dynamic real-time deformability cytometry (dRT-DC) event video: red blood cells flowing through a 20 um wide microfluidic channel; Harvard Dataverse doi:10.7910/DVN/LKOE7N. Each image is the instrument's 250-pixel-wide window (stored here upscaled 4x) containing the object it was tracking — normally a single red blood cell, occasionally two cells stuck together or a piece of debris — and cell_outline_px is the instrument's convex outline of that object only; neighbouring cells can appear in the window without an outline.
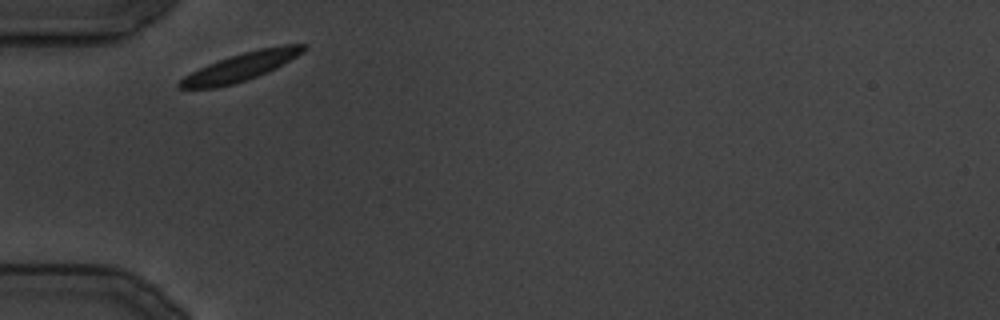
{"species": "common noctule bat (a hibernating species)", "species_latin": "Nyctalus noctula", "temperature_condition": "cold", "stored_images_in_passage": 20, "camera_frame_rate_fps": 3000, "um_per_image_px": 0.085, "animal": {"sex": "male", "body_mass_g": 19.5, "forearm_length_mm": 54.6}, "frame": {"image": 1, "passage_image": 1, "time_ms": 0.0, "image_size_px": [1000, 320], "cell_outline_px": [[308, 48], [296, 56], [276, 68], [268, 72], [232, 84], [216, 88], [176, 88], [176, 84], [184, 76], [208, 64], [244, 52], [260, 48], [284, 44], [308, 44]], "centroid_in_image_um": [20.48, 5.67], "position_along_channel_um": 64.5, "area_um2": 19.94}}
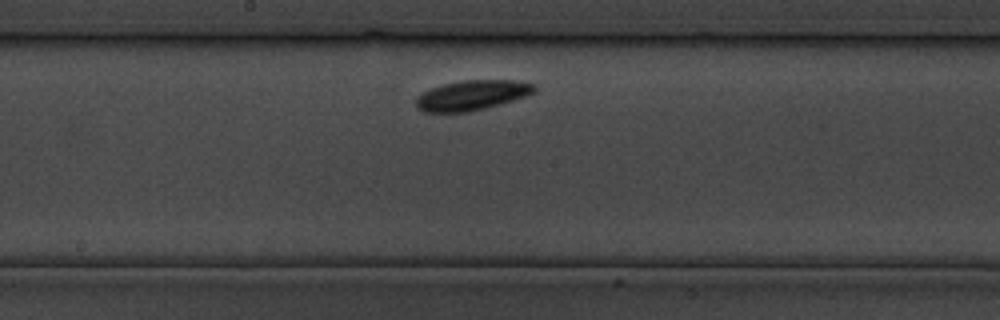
{"frame": {"image": 2, "passage_image": 10, "time_ms": 10.333, "image_size_px": [1000, 320], "cell_outline_px": [[536, 92], [528, 96], [500, 104], [468, 112], [424, 112], [416, 108], [416, 96], [432, 88], [444, 84], [464, 80], [512, 80], [536, 84]], "centroid_in_image_um": [40.14, 8.1], "position_along_channel_um": 208.1, "area_um2": 20.69}}
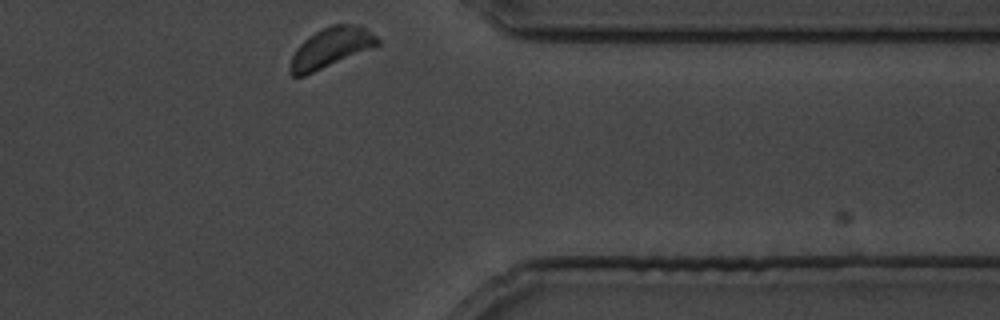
{"frame": {"image": 3, "passage_image": 20, "time_ms": 23.0, "image_size_px": [1000, 320], "cell_outline_px": [[380, 44], [304, 76], [292, 76], [288, 68], [292, 56], [296, 48], [308, 36], [320, 28], [332, 24], [360, 24], [376, 36], [380, 40]], "centroid_in_image_um": [28.09, 4.03], "position_along_channel_um": 383.3, "area_um2": 20.23}}